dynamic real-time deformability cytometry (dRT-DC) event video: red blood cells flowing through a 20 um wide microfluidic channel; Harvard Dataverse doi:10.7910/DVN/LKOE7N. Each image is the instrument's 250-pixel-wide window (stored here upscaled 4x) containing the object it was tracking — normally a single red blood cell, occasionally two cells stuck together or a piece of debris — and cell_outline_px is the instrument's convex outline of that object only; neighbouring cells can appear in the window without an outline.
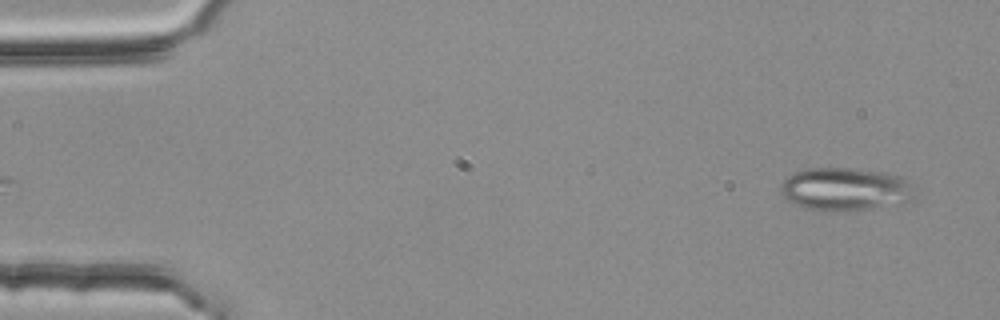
{"species": "common noctule bat (a hibernating species)", "species_latin": "Nyctalus noctula", "temperature_condition": "room temperature", "stored_images_in_passage": 3, "camera_frame_rate_fps": 3000, "um_per_image_px": 0.085, "animal": {"sex": "female", "body_mass_g": 25.1}, "frame": {"image": 1, "passage_image": 3, "time_ms": 0.667, "image_size_px": [1000, 320], "cell_outline_px": [[916, 200], [900, 204], [864, 208], [812, 208], [796, 204], [788, 200], [780, 192], [780, 184], [788, 176], [804, 168], [848, 168], [888, 172], [904, 176], [908, 180], [916, 196]], "centroid_in_image_um": [71.93, 16.02], "position_along_channel_um": 13.1, "area_um2": 32.95}}